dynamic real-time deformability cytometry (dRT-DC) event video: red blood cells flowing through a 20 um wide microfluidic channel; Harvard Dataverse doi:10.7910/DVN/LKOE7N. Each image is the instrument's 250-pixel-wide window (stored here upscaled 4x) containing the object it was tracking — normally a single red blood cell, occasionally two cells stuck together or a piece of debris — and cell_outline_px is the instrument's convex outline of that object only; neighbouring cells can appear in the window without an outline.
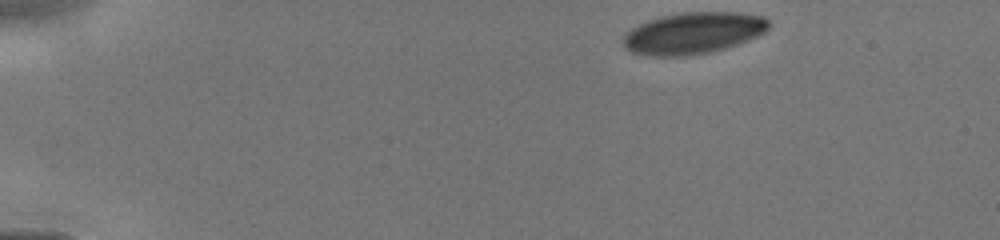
{"species": "human", "species_latin": "Homo sapiens", "temperature_condition": "cold", "stored_images_in_passage": 26, "camera_frame_rate_fps": 3000, "um_per_image_px": 0.085, "donor": {"sex": "male"}, "frame": {"image": 1, "passage_image": 1, "time_ms": 0.0, "image_size_px": [1000, 240], "cell_outline_px": [[768, 28], [764, 32], [748, 40], [724, 48], [708, 52], [688, 56], [648, 56], [632, 52], [624, 48], [624, 32], [648, 20], [660, 16], [680, 12], [740, 12], [764, 16], [768, 20]], "centroid_in_image_um": [58.9, 2.8], "position_along_channel_um": 26.1, "area_um2": 35.32}}
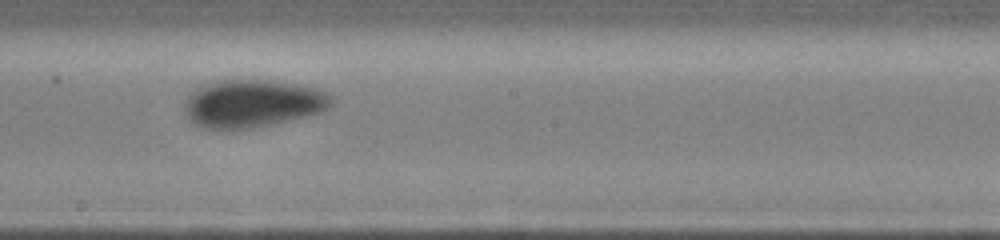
{"frame": {"image": 2, "passage_image": 14, "time_ms": 6.667, "image_size_px": [1000, 240], "cell_outline_px": [[332, 104], [328, 108], [304, 116], [272, 124], [248, 128], [204, 128], [196, 124], [188, 116], [184, 108], [184, 104], [188, 96], [196, 88], [216, 80], [272, 80], [300, 84], [316, 88], [328, 92], [332, 96]], "centroid_in_image_um": [21.48, 8.76], "position_along_channel_um": 226.7, "area_um2": 40.46}}
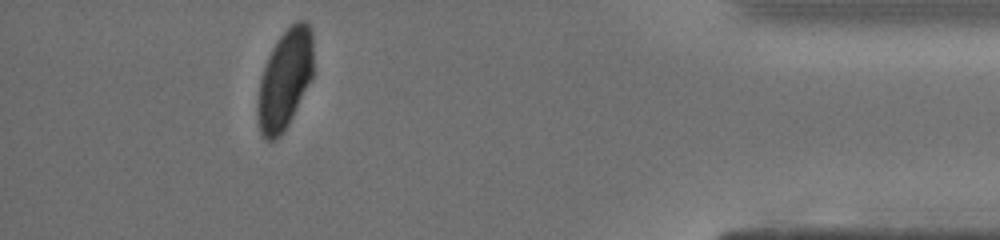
{"frame": {"image": 3, "passage_image": 24, "time_ms": 11.667, "image_size_px": [1000, 240], "cell_outline_px": [[312, 80], [288, 124], [280, 136], [276, 140], [268, 140], [260, 132], [256, 104], [260, 80], [268, 56], [272, 48], [280, 36], [296, 20], [304, 20], [308, 24], [312, 32]], "centroid_in_image_um": [24.21, 6.75], "position_along_channel_um": 411.0, "area_um2": 32.19}}